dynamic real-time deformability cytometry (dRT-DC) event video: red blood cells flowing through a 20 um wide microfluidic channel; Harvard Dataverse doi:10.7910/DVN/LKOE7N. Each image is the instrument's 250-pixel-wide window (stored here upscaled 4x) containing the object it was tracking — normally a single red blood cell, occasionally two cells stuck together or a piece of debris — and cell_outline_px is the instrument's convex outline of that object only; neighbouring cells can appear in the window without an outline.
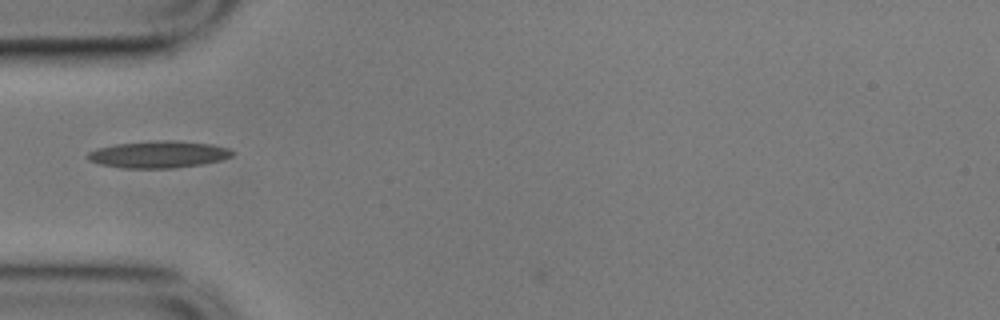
{"species": "common noctule bat (a hibernating species)", "species_latin": "Nyctalus noctula", "temperature_condition": "cold", "stored_images_in_passage": 36, "camera_frame_rate_fps": 3000, "um_per_image_px": 0.085, "animal": {"sex": "male", "body_mass_g": 17.9}, "frame": {"image": 1, "passage_image": 2, "time_ms": 0.333, "image_size_px": [1000, 320], "cell_outline_px": [[232, 156], [220, 160], [200, 164], [172, 168], [124, 168], [100, 164], [88, 160], [84, 156], [88, 152], [96, 148], [116, 144], [156, 140], [172, 140], [212, 144], [228, 148], [232, 152]], "centroid_in_image_um": [13.41, 13.12], "position_along_channel_um": 71.6, "area_um2": 22.66}}
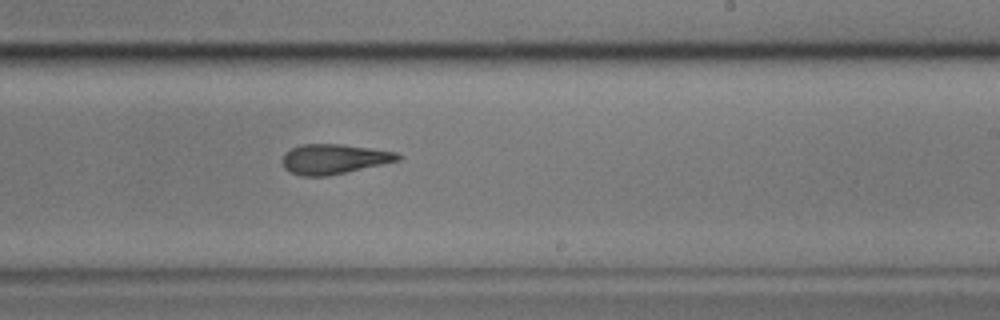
{"frame": {"image": 2, "passage_image": 18, "time_ms": 5.667, "image_size_px": [1000, 320], "cell_outline_px": [[400, 160], [328, 176], [304, 176], [292, 172], [284, 168], [284, 152], [300, 144], [344, 144], [372, 148], [396, 152], [400, 156]], "centroid_in_image_um": [28.39, 13.5], "position_along_channel_um": 260.6, "area_um2": 19.94}}
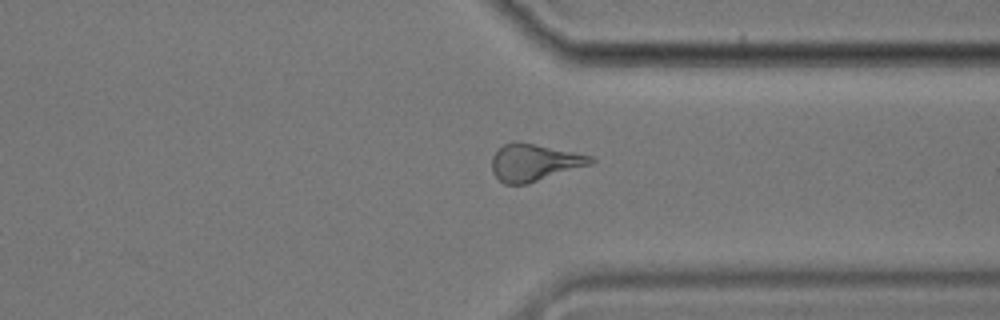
{"frame": {"image": 3, "passage_image": 27, "time_ms": 8.667, "image_size_px": [1000, 320], "cell_outline_px": [[596, 160], [592, 164], [528, 184], [504, 184], [492, 172], [492, 156], [504, 144], [516, 140], [592, 156]], "centroid_in_image_um": [45.41, 13.81], "position_along_channel_um": 366.0, "area_um2": 21.33}}